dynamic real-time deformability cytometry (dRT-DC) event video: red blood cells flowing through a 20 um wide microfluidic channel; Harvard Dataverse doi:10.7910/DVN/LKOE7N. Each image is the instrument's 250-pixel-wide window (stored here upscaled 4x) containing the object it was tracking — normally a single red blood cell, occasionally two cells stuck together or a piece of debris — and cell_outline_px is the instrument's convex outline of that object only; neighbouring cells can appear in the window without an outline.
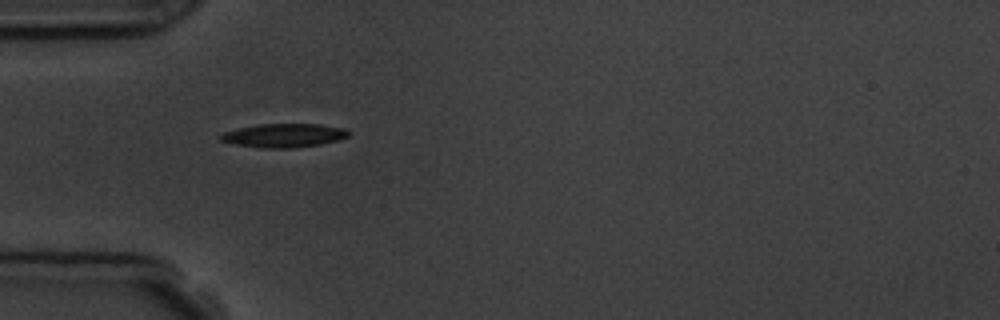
{"species": "common noctule bat (a hibernating species)", "species_latin": "Nyctalus noctula", "temperature_condition": "room temperature", "stored_images_in_passage": 4, "camera_frame_rate_fps": 3000, "um_per_image_px": 0.085, "animal": {"sex": "male", "body_mass_g": 19.5, "forearm_length_mm": 54.6}, "frame": {"image": 1, "passage_image": 4, "time_ms": 4.333, "image_size_px": [1000, 320], "cell_outline_px": [[352, 132], [348, 136], [336, 140], [320, 144], [292, 148], [260, 148], [236, 144], [220, 140], [220, 136], [224, 132], [240, 128], [260, 124], [316, 124], [344, 128]], "centroid_in_image_um": [24.15, 11.51], "position_along_channel_um": 60.8, "area_um2": 17.46}}